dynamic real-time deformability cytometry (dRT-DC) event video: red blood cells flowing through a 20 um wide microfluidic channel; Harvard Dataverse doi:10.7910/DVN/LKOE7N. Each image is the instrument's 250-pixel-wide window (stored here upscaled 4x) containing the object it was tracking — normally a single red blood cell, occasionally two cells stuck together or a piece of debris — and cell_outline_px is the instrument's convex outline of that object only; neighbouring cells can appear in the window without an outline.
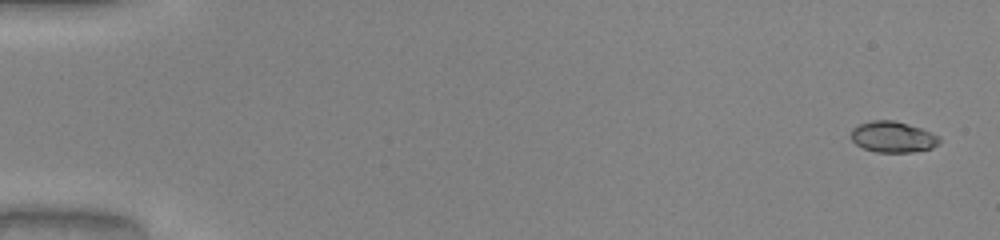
{"species": "common noctule bat (a hibernating species)", "species_latin": "Nyctalus noctula", "temperature_condition": "warm", "stored_images_in_passage": 51, "camera_frame_rate_fps": 3000, "um_per_image_px": 0.085, "animal": {"sex": "male", "body_mass_g": 20.0, "forearm_length_mm": 53.3}, "frame": {"image": 1, "passage_image": 2, "time_ms": 0.333, "image_size_px": [1000, 240], "cell_outline_px": [[940, 140], [932, 148], [912, 152], [876, 152], [864, 148], [856, 144], [852, 140], [852, 128], [856, 124], [872, 120], [892, 120], [908, 124], [932, 132], [940, 136]], "centroid_in_image_um": [75.88, 11.63], "position_along_channel_um": 9.1, "area_um2": 15.95}}
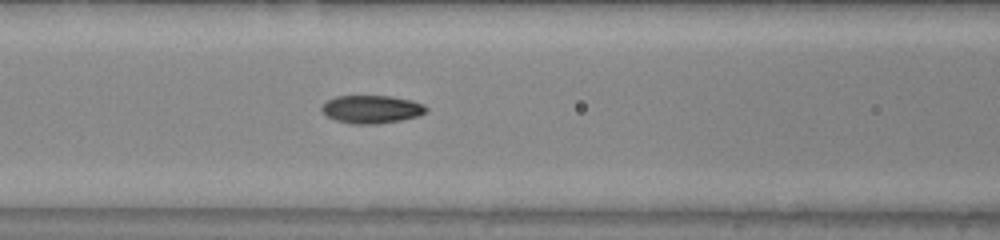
{"frame": {"image": 2, "passage_image": 23, "time_ms": 7.333, "image_size_px": [1000, 240], "cell_outline_px": [[428, 112], [420, 116], [400, 120], [376, 124], [352, 124], [336, 120], [320, 112], [320, 108], [328, 100], [336, 96], [392, 96], [412, 100], [424, 104], [428, 108]], "centroid_in_image_um": [31.62, 9.29], "position_along_channel_um": 135.0, "area_um2": 17.22}}
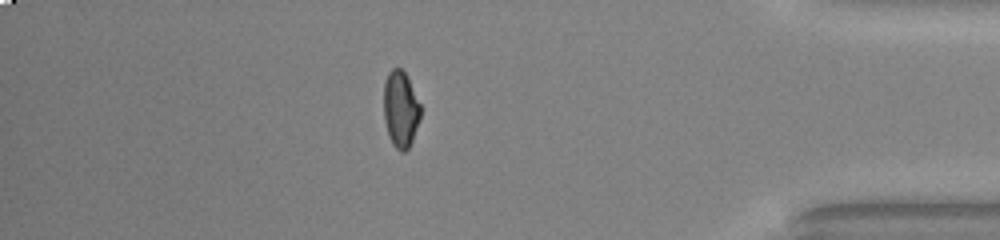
{"frame": {"image": 3, "passage_image": 45, "time_ms": 14.667, "image_size_px": [1000, 240], "cell_outline_px": [[420, 116], [412, 140], [408, 148], [404, 152], [400, 152], [392, 144], [388, 136], [384, 120], [384, 84], [388, 72], [392, 68], [400, 68], [408, 76], [420, 104]], "centroid_in_image_um": [34.04, 9.27], "position_along_channel_um": 401.2, "area_um2": 16.42}, "authors_computed_cell_mechanics": {"area_um2": 16.3574, "velocity_mm_per_s": 4.1062, "shape_relaxation_time_tau1_ms": 7.0157, "shape_relaxation_time_tau2_ms": 1.812, "deformation_change_tau1": 0.2017, "deformation_change_tau2": 0.054}}